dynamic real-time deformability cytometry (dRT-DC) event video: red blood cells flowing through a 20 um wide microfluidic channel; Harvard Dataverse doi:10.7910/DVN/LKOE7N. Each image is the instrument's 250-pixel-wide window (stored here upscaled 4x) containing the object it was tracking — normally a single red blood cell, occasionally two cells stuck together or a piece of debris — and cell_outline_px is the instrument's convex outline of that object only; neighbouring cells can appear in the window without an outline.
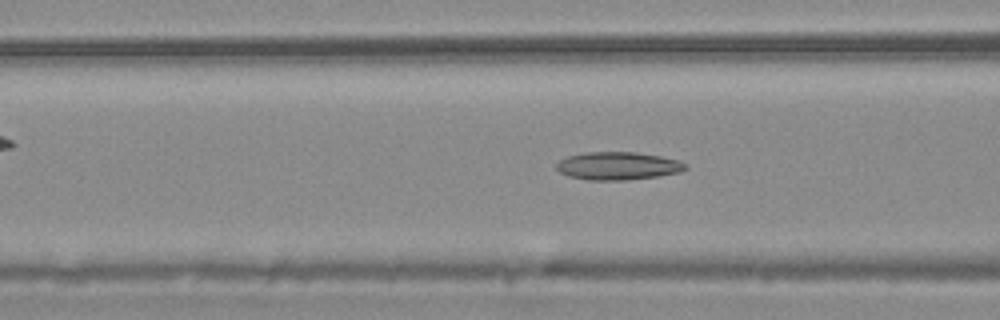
{"species": "common noctule bat (a hibernating species)", "species_latin": "Nyctalus noctula", "temperature_condition": "warm", "stored_images_in_passage": 53, "camera_frame_rate_fps": 3000, "um_per_image_px": 0.085, "animal": {"sex": "male", "body_mass_g": 20.4}, "frame": {"image": 1, "passage_image": 20, "time_ms": 6.333, "image_size_px": [1000, 320], "cell_outline_px": [[688, 168], [680, 172], [656, 176], [628, 180], [588, 180], [568, 176], [560, 172], [556, 168], [556, 164], [560, 160], [568, 156], [584, 152], [636, 152], [660, 156], [680, 160], [688, 164]], "centroid_in_image_um": [52.54, 14.1], "position_along_channel_um": 114.1, "area_um2": 21.1}}
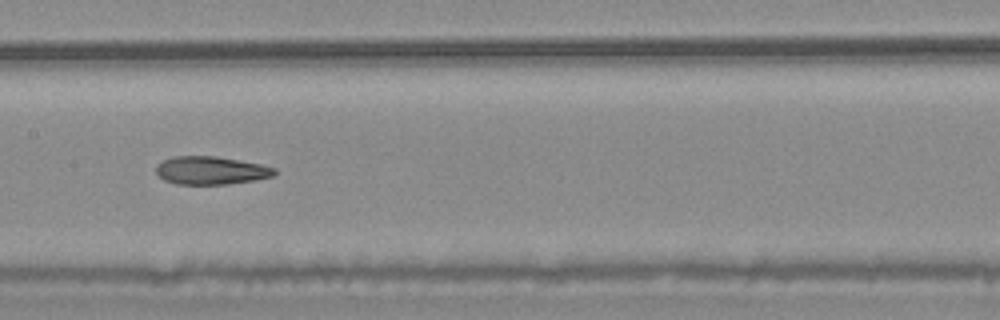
{"frame": {"image": 2, "passage_image": 26, "time_ms": 8.333, "image_size_px": [1000, 320], "cell_outline_px": [[276, 172], [272, 176], [256, 180], [228, 184], [176, 184], [164, 180], [156, 172], [156, 164], [172, 156], [216, 156], [260, 164], [276, 168]], "centroid_in_image_um": [17.92, 14.49], "position_along_channel_um": 189.5, "area_um2": 19.36}}
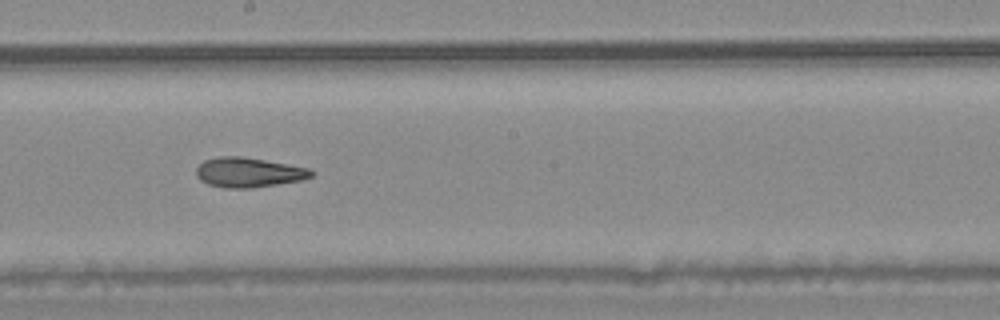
{"frame": {"image": 3, "passage_image": 29, "time_ms": 9.333, "image_size_px": [1000, 320], "cell_outline_px": [[316, 172], [312, 176], [300, 180], [252, 188], [224, 188], [208, 184], [200, 180], [196, 176], [196, 168], [204, 160], [220, 156], [244, 156], [288, 164], [308, 168]], "centroid_in_image_um": [21.11, 14.65], "position_along_channel_um": 227.1, "area_um2": 20.0}, "authors_computed_cell_mechanics": {"area_um2": 20.808, "velocity_mm_per_s": 3.7603, "shape_relaxation_time_tau1_ms": null, "shape_relaxation_time_tau2_ms": 5.6392, "deformation_change_tau1": null, "deformation_change_tau2": 0.1273}}